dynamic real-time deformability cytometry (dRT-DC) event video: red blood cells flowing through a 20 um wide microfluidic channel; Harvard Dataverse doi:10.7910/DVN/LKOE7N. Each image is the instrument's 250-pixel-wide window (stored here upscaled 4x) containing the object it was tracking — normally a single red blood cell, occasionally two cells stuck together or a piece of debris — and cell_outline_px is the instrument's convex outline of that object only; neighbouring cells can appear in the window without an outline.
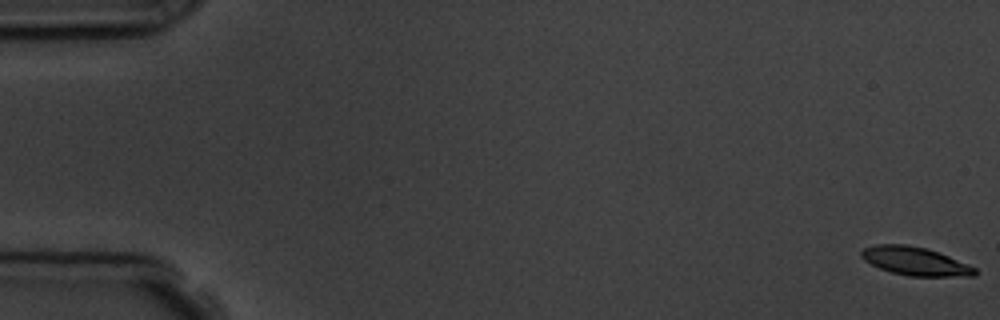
{"species": "common noctule bat (a hibernating species)", "species_latin": "Nyctalus noctula", "temperature_condition": "room temperature", "stored_images_in_passage": 6, "camera_frame_rate_fps": 3000, "um_per_image_px": 0.085, "animal": {"sex": "male", "body_mass_g": 19.5, "forearm_length_mm": 54.6}, "frame": {"image": 1, "passage_image": 1, "time_ms": 0.0, "image_size_px": [1000, 320], "cell_outline_px": [[976, 276], [908, 276], [892, 272], [880, 268], [864, 260], [860, 256], [860, 252], [864, 248], [876, 244], [904, 244], [924, 248], [948, 256], [968, 264], [976, 268]], "centroid_in_image_um": [77.77, 22.2], "position_along_channel_um": 7.2, "area_um2": 18.55}}
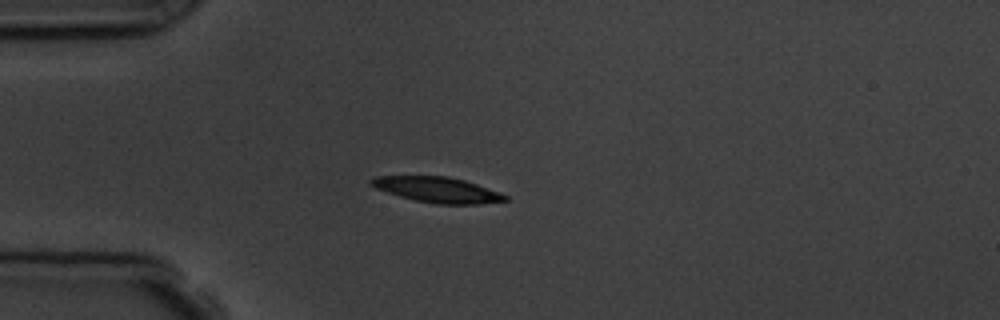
{"frame": {"image": 2, "passage_image": 5, "time_ms": 4.667, "image_size_px": [1000, 320], "cell_outline_px": [[508, 200], [480, 204], [436, 204], [416, 200], [400, 196], [376, 188], [368, 184], [368, 180], [372, 176], [448, 176], [464, 180], [476, 184], [508, 196]], "centroid_in_image_um": [37.13, 16.12], "position_along_channel_um": 47.9, "area_um2": 19.77}}